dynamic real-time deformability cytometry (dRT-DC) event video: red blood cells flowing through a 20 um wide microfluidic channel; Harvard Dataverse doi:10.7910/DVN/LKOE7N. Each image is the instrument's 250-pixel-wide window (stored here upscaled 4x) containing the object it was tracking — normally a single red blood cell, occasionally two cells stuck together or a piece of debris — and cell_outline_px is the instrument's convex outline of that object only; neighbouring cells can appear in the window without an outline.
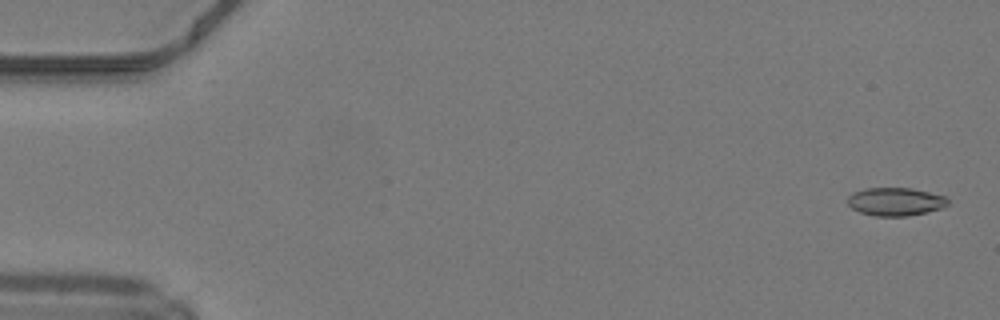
{"species": "common noctule bat (a hibernating species)", "species_latin": "Nyctalus noctula", "temperature_condition": "warm", "stored_images_in_passage": 48, "camera_frame_rate_fps": 3000, "um_per_image_px": 0.085, "animal": {"sex": "male", "body_mass_g": 19.2, "forearm_length_mm": 51.8}, "frame": {"image": 1, "passage_image": 1, "time_ms": 0.0, "image_size_px": [1000, 320], "cell_outline_px": [[948, 204], [944, 208], [928, 212], [908, 216], [872, 216], [860, 212], [852, 208], [848, 204], [848, 196], [852, 192], [864, 188], [912, 188], [944, 196], [948, 200]], "centroid_in_image_um": [76.1, 17.14], "position_along_channel_um": 8.9, "area_um2": 16.59}}
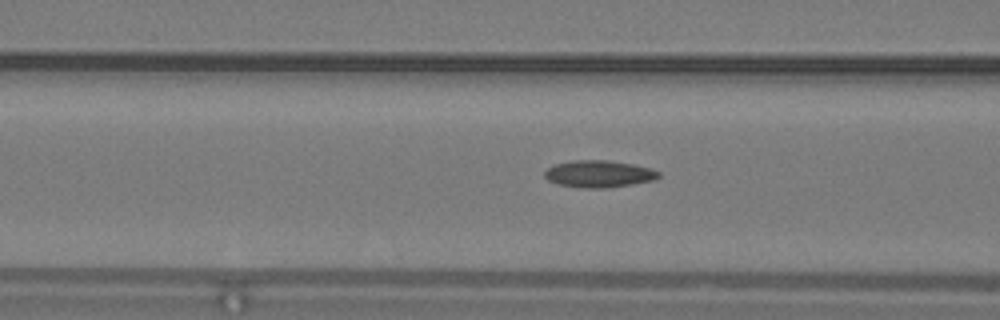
{"frame": {"image": 2, "passage_image": 19, "time_ms": 6.0, "image_size_px": [1000, 320], "cell_outline_px": [[660, 176], [652, 180], [632, 184], [608, 188], [584, 188], [556, 184], [548, 180], [544, 176], [544, 172], [548, 168], [556, 164], [572, 160], [608, 160], [632, 164], [652, 168], [660, 172]], "centroid_in_image_um": [50.9, 14.78], "position_along_channel_um": 115.7, "area_um2": 17.98}}
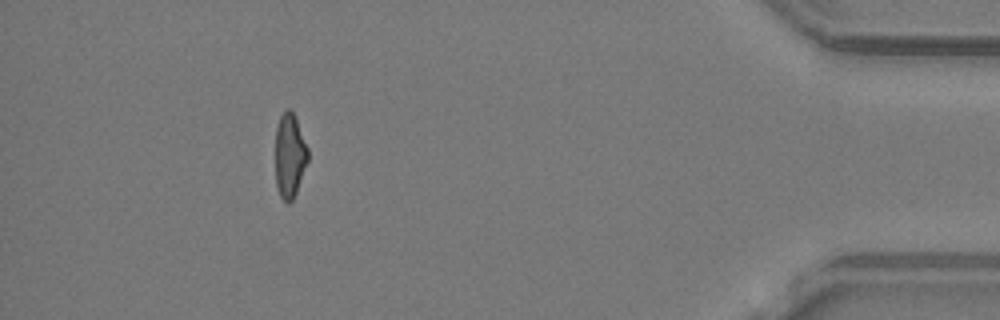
{"frame": {"image": 3, "passage_image": 44, "time_ms": 14.333, "image_size_px": [1000, 320], "cell_outline_px": [[308, 160], [296, 192], [292, 200], [288, 204], [280, 196], [276, 184], [276, 128], [280, 116], [284, 108], [288, 108], [292, 112], [296, 120], [308, 148]], "centroid_in_image_um": [24.62, 13.22], "position_along_channel_um": 410.6, "area_um2": 15.78}, "authors_computed_cell_mechanics": {"area_um2": 17.051, "velocity_mm_per_s": 4.2509, "shape_relaxation_time_tau1_ms": null, "shape_relaxation_time_tau2_ms": 4.2607, "deformation_change_tau1": null, "deformation_change_tau2": 0.1258}}